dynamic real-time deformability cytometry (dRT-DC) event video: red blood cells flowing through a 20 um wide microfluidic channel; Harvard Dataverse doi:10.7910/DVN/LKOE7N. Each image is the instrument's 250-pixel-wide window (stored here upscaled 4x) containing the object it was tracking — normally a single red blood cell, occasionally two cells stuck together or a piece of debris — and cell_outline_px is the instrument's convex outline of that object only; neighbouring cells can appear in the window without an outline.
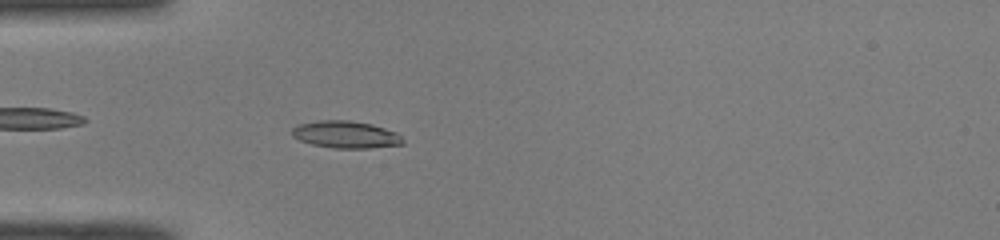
{"species": "common noctule bat (a hibernating species)", "species_latin": "Nyctalus noctula", "temperature_condition": "room temperature", "stored_images_in_passage": 49, "camera_frame_rate_fps": 3000, "um_per_image_px": 0.085, "animal": {"sex": "male", "body_mass_g": 19.0, "forearm_length_mm": 50.8}, "frame": {"image": 1, "passage_image": 14, "time_ms": 4.333, "image_size_px": [1000, 240], "cell_outline_px": [[404, 144], [368, 148], [332, 148], [312, 144], [300, 140], [292, 136], [292, 128], [296, 124], [316, 120], [348, 120], [372, 124], [396, 132], [404, 140]], "centroid_in_image_um": [29.36, 11.43], "position_along_channel_um": 55.6, "area_um2": 17.63}}
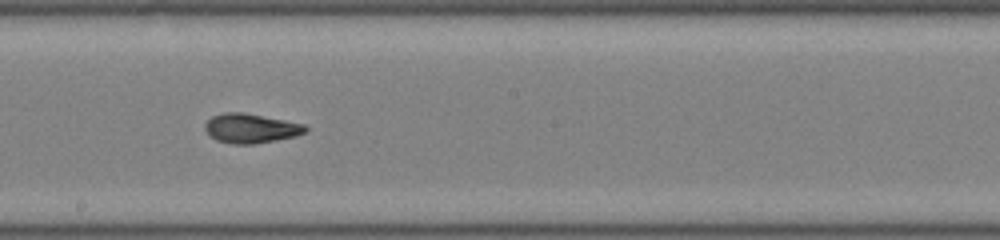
{"frame": {"image": 2, "passage_image": 27, "time_ms": 8.667, "image_size_px": [1000, 240], "cell_outline_px": [[308, 128], [304, 132], [296, 136], [252, 144], [232, 144], [216, 140], [208, 136], [204, 128], [204, 124], [212, 116], [224, 112], [244, 112], [304, 124]], "centroid_in_image_um": [21.26, 10.9], "position_along_channel_um": 226.9, "area_um2": 17.22}}
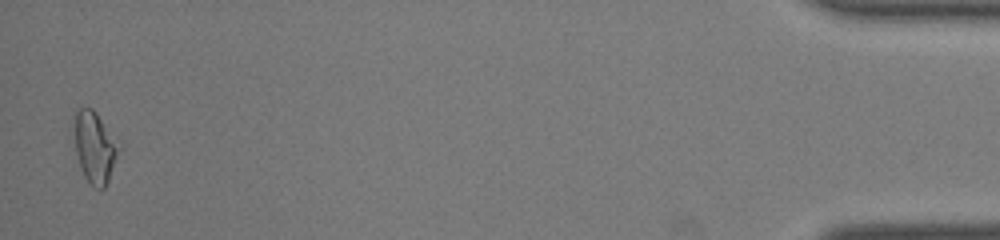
{"frame": {"image": 3, "passage_image": 48, "time_ms": 15.667, "image_size_px": [1000, 240], "cell_outline_px": [[116, 156], [108, 180], [104, 188], [92, 188], [88, 184], [84, 176], [68, 136], [76, 112], [80, 108], [92, 108], [96, 112], [116, 152]], "centroid_in_image_um": [7.83, 12.54], "position_along_channel_um": 427.4, "area_um2": 17.98}, "authors_computed_cell_mechanics": {"area_um2": 16.9932, "velocity_mm_per_s": 4.1166, "shape_relaxation_time_tau1_ms": 6.8363, "shape_relaxation_time_tau2_ms": 2.3765, "deformation_change_tau1": 0.2264, "deformation_change_tau2": 0.0813}}